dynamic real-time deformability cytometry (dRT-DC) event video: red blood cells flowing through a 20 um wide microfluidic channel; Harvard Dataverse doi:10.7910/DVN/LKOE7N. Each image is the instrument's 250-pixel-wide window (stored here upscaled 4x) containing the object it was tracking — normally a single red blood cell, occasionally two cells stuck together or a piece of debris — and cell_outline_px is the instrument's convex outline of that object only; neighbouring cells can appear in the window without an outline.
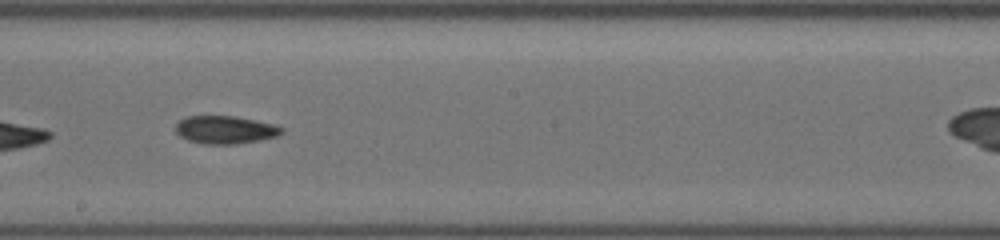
{"species": "common noctule bat (a hibernating species)", "species_latin": "Nyctalus noctula", "temperature_condition": "cold", "stored_images_in_passage": 36, "camera_frame_rate_fps": 3000, "um_per_image_px": 0.085, "animal": {"sex": "female", "body_mass_g": 19.5, "forearm_length_mm": 54.1}, "frame": {"image": 1, "passage_image": 16, "time_ms": 5.0, "image_size_px": [1000, 240], "cell_outline_px": [[284, 132], [276, 136], [260, 140], [236, 144], [204, 144], [188, 140], [180, 136], [176, 132], [176, 124], [180, 120], [188, 116], [232, 116], [256, 120], [272, 124], [284, 128]], "centroid_in_image_um": [19.14, 11.03], "position_along_channel_um": 229.1, "area_um2": 17.17}}